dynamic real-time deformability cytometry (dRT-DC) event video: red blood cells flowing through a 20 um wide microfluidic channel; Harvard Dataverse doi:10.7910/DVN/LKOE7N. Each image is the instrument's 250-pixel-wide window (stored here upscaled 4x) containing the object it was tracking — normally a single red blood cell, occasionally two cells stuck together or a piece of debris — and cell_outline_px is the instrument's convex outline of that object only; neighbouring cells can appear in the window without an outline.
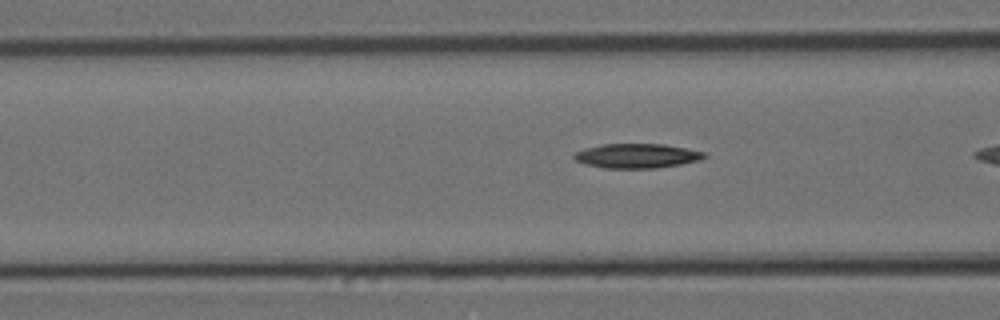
{"species": "Egyptian fruit bat (a non-hibernating species)", "species_latin": "Rousettus aegyptiacus", "temperature_condition": "cold", "stored_images_in_passage": 42, "camera_frame_rate_fps": 3000, "um_per_image_px": 0.085, "animal": {"sex": "female"}, "frame": {"image": 1, "passage_image": 19, "time_ms": 6.0, "image_size_px": [1000, 320], "cell_outline_px": [[708, 156], [700, 160], [680, 164], [656, 168], [604, 168], [584, 164], [576, 160], [572, 156], [576, 152], [584, 148], [600, 144], [664, 144], [704, 152]], "centroid_in_image_um": [54.11, 13.25], "position_along_channel_um": 112.5, "area_um2": 18.55}}
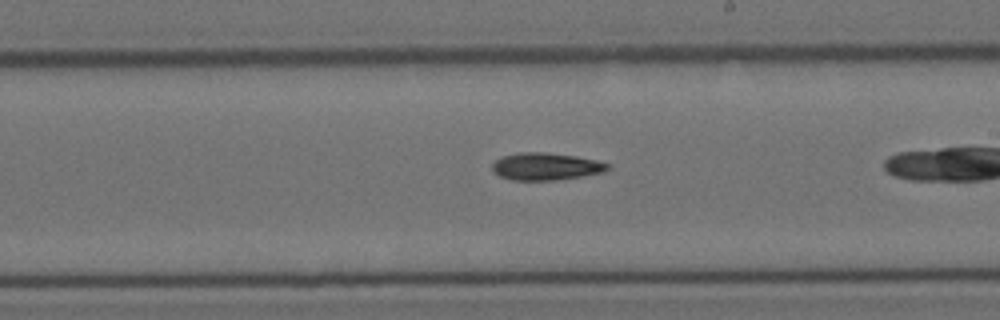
{"frame": {"image": 2, "passage_image": 30, "time_ms": 9.667, "image_size_px": [1000, 320], "cell_outline_px": [[612, 164], [604, 172], [556, 180], [512, 180], [500, 176], [492, 172], [492, 164], [500, 156], [520, 152], [548, 152], [576, 156], [596, 160]], "centroid_in_image_um": [46.37, 14.14], "position_along_channel_um": 242.6, "area_um2": 18.5}}
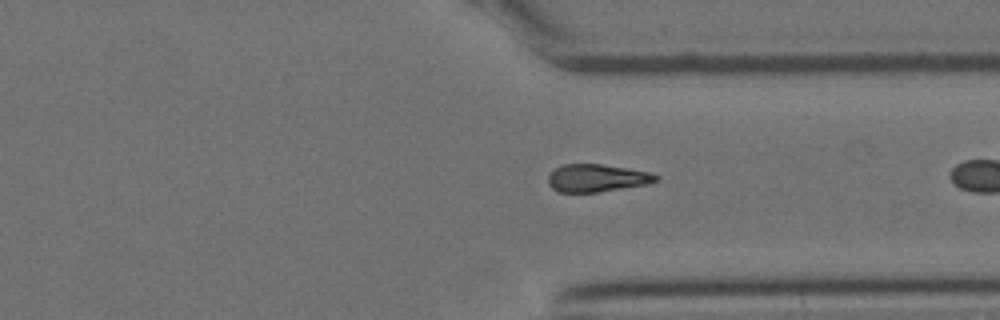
{"frame": {"image": 3, "passage_image": 40, "time_ms": 13.0, "image_size_px": [1000, 320], "cell_outline_px": [[660, 180], [648, 184], [596, 192], [560, 192], [552, 188], [548, 184], [548, 176], [556, 168], [564, 164], [600, 164], [628, 168], [648, 172], [660, 176]], "centroid_in_image_um": [50.75, 15.13], "position_along_channel_um": 360.6, "area_um2": 17.28}}